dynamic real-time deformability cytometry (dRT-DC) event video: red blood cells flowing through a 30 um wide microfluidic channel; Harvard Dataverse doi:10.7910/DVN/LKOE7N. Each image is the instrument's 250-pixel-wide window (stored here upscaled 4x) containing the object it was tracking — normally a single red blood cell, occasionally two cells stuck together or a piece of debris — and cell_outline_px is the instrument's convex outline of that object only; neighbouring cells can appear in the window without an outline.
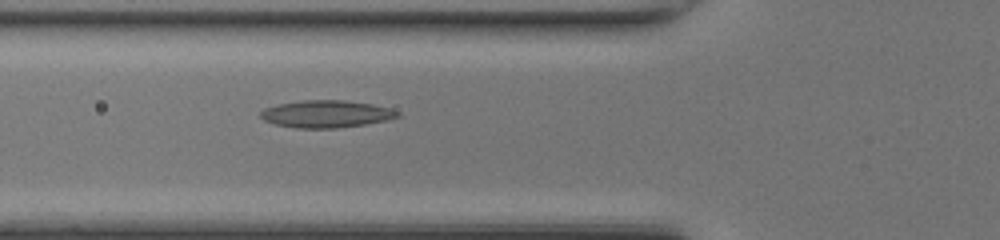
{"species": "common noctule bat (a hibernating species)", "species_latin": "Nyctalus noctula", "temperature_condition": "room temperature", "stored_images_in_passage": 32, "camera_frame_rate_fps": 3000, "um_per_image_px": 0.085, "animal": {"sex": "female", "body_mass_g": 17.0, "forearm_length_mm": 48.0}, "frame": {"image": 1, "passage_image": 3, "time_ms": 0.667, "image_size_px": [1000, 240], "cell_outline_px": [[400, 116], [388, 120], [364, 124], [336, 128], [296, 128], [276, 124], [264, 120], [260, 116], [260, 112], [264, 108], [280, 104], [304, 100], [344, 100], [372, 104], [388, 108], [400, 112]], "centroid_in_image_um": [27.74, 9.69], "position_along_channel_um": 98.1, "area_um2": 21.62}}
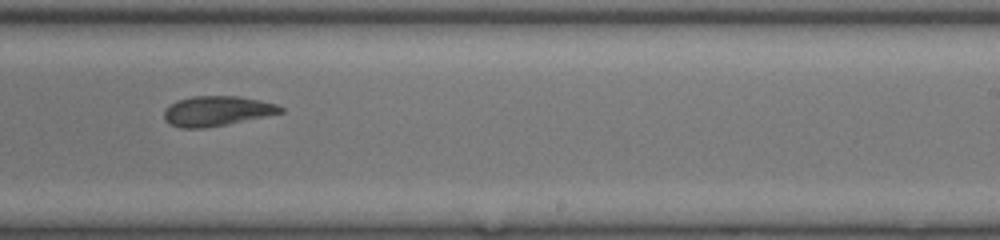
{"frame": {"image": 2, "passage_image": 15, "time_ms": 4.667, "image_size_px": [1000, 240], "cell_outline_px": [[284, 112], [228, 124], [204, 128], [180, 128], [168, 124], [164, 120], [164, 112], [168, 104], [192, 96], [240, 96], [260, 100], [276, 104], [284, 108]], "centroid_in_image_um": [18.41, 9.44], "position_along_channel_um": 270.6, "area_um2": 20.4}}
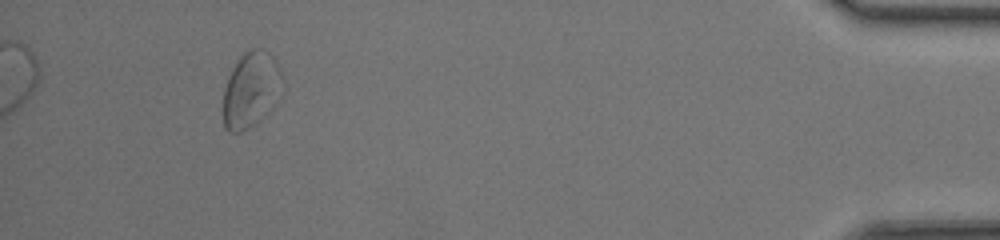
{"frame": {"image": 3, "passage_image": 30, "time_ms": 9.667, "image_size_px": [1000, 240], "cell_outline_px": [[284, 92], [244, 132], [228, 132], [224, 128], [224, 88], [228, 76], [232, 68], [240, 56], [244, 52], [252, 48], [264, 48], [272, 56], [284, 80]], "centroid_in_image_um": [21.33, 7.58], "position_along_channel_um": 413.9, "area_um2": 25.84}, "authors_computed_cell_mechanics": {"area_um2": 20.7791, "velocity_mm_per_s": 4.3124, "shape_relaxation_time_tau1_ms": 6.0009, "shape_relaxation_time_tau2_ms": 4.1554, "deformation_change_tau1": 0.1322, "deformation_change_tau2": 0.1053}}